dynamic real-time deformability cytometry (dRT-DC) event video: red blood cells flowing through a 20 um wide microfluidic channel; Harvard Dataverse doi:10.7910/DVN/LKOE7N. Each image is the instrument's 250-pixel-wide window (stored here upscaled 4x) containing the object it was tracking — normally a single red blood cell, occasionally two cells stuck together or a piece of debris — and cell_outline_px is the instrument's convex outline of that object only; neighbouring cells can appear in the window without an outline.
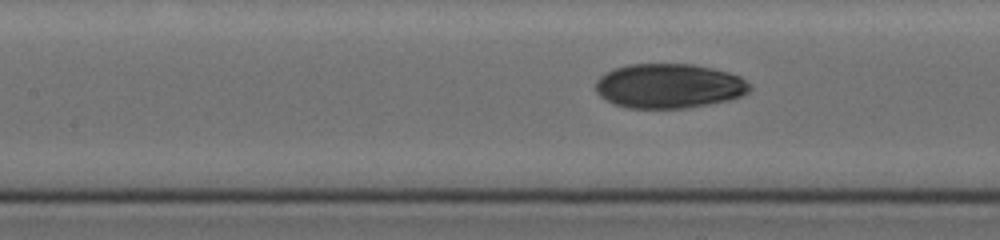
{"species": "human", "species_latin": "Homo sapiens", "temperature_condition": "cold", "stored_images_in_passage": 16, "segment_of_instrument_passage": [2, 2], "camera_frame_rate_fps": 3000, "um_per_image_px": 0.085, "donor": {"sex": "female"}, "frame": {"image": 1, "passage_image": 16, "time_ms": 9.333, "image_size_px": [1000, 240], "cell_outline_px": [[752, 88], [744, 96], [728, 100], [708, 104], [684, 108], [628, 108], [612, 104], [600, 96], [596, 92], [596, 80], [604, 72], [628, 64], [692, 64], [712, 68], [728, 72], [740, 76]], "centroid_in_image_um": [56.85, 7.31], "position_along_channel_um": 150.6, "area_um2": 40.17}}